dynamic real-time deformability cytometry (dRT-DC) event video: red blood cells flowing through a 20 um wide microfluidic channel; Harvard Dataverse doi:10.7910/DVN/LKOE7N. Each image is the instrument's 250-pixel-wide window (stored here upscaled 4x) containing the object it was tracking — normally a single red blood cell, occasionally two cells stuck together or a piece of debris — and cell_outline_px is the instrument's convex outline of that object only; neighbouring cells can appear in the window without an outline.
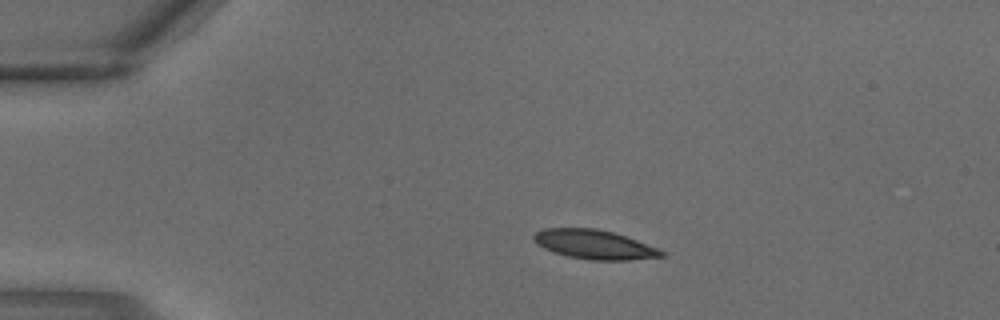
{"species": "common noctule bat (a hibernating species)", "species_latin": "Nyctalus noctula", "temperature_condition": "warm", "stored_images_in_passage": 3, "camera_frame_rate_fps": 3000, "um_per_image_px": 0.085, "animal": {"sex": "male", "body_mass_g": 18.8}, "frame": {"image": 1, "passage_image": 2, "time_ms": 0.333, "image_size_px": [1000, 320], "cell_outline_px": [[664, 256], [628, 260], [588, 260], [568, 256], [552, 252], [536, 244], [532, 240], [532, 236], [536, 232], [544, 228], [596, 228], [612, 232], [636, 240], [656, 248], [664, 252]], "centroid_in_image_um": [50.44, 20.78], "position_along_channel_um": 34.6, "area_um2": 21.62}}